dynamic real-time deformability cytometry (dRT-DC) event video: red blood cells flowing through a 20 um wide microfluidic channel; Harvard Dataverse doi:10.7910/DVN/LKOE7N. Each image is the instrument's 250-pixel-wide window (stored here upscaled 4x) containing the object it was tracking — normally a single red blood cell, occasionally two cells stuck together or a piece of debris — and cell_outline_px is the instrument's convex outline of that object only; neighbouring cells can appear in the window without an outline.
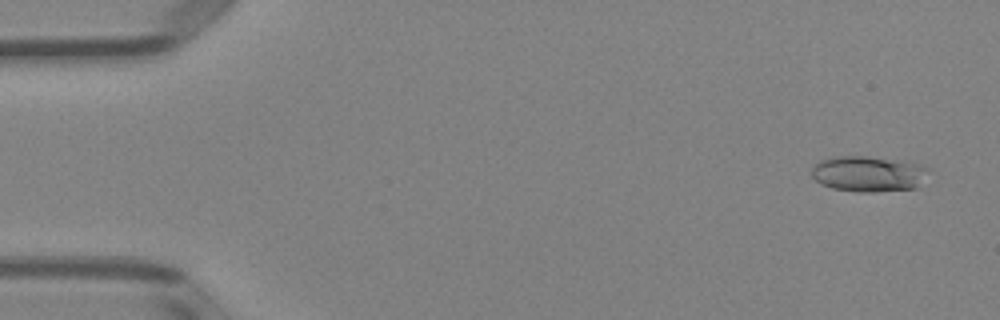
{"species": "Egyptian fruit bat (a non-hibernating species)", "species_latin": "Rousettus aegyptiacus", "temperature_condition": "room temperature", "stored_images_in_passage": 5, "camera_frame_rate_fps": 3000, "um_per_image_px": 0.085, "animal": {"sex": "female"}, "frame": {"image": 1, "passage_image": 1, "time_ms": 0.0, "image_size_px": [1000, 320], "cell_outline_px": [[928, 168], [916, 188], [876, 192], [860, 192], [832, 188], [820, 184], [812, 176], [812, 168], [820, 160], [832, 156], [868, 156], [920, 164]], "centroid_in_image_um": [73.74, 14.77], "position_along_channel_um": 11.3, "area_um2": 24.04}}
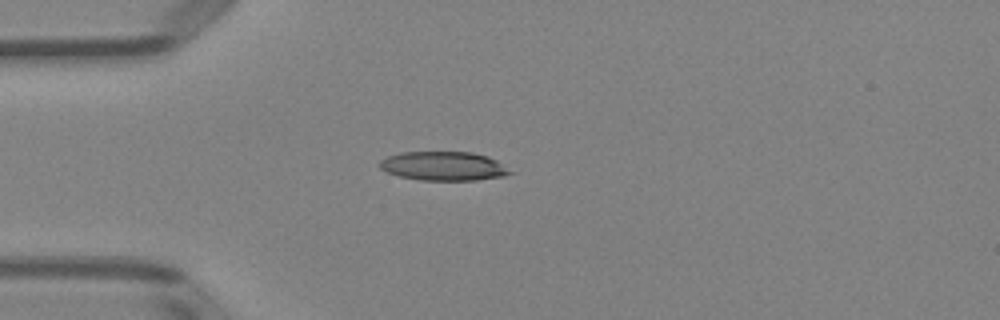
{"frame": {"image": 2, "passage_image": 4, "time_ms": 3.667, "image_size_px": [1000, 320], "cell_outline_px": [[512, 172], [504, 176], [476, 180], [420, 180], [400, 176], [388, 172], [380, 168], [376, 164], [380, 160], [388, 156], [400, 152], [472, 152], [488, 156], [496, 160]], "centroid_in_image_um": [37.66, 14.11], "position_along_channel_um": 47.3, "area_um2": 21.96}}